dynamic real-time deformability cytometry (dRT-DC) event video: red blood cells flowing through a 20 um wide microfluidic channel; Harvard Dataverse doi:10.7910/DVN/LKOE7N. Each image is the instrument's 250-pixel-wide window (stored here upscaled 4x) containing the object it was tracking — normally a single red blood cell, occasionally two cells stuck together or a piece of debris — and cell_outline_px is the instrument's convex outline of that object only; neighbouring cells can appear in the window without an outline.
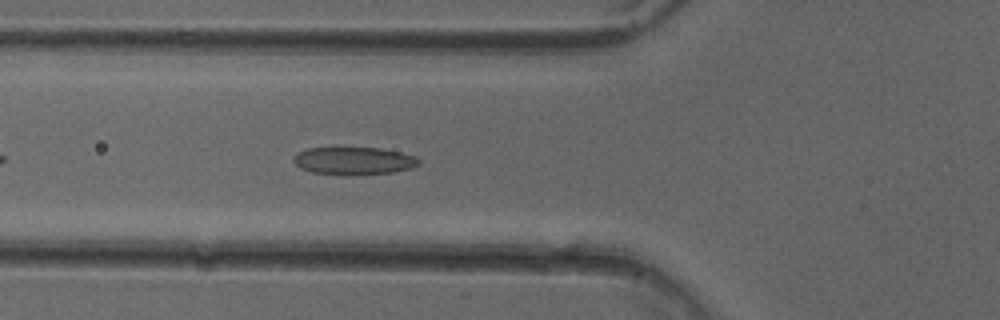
{"species": "common noctule bat (a hibernating species)", "species_latin": "Nyctalus noctula", "temperature_condition": "cold", "stored_images_in_passage": 37, "camera_frame_rate_fps": 3000, "um_per_image_px": 0.085, "animal": {"sex": "female"}, "frame": {"image": 1, "passage_image": 6, "time_ms": 1.667, "image_size_px": [1000, 320], "cell_outline_px": [[420, 164], [412, 168], [392, 172], [312, 172], [300, 168], [292, 160], [292, 156], [308, 148], [380, 148], [400, 152], [416, 156], [420, 160]], "centroid_in_image_um": [30.1, 13.62], "position_along_channel_um": 95.7, "area_um2": 19.19}}
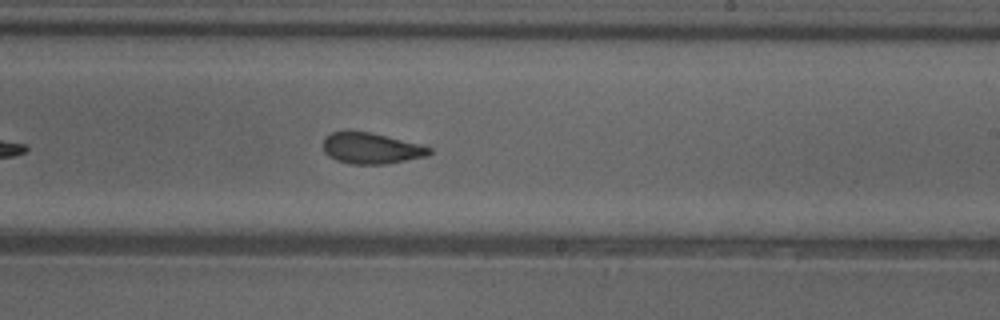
{"frame": {"image": 2, "passage_image": 18, "time_ms": 5.667, "image_size_px": [1000, 320], "cell_outline_px": [[432, 152], [428, 156], [388, 164], [348, 164], [336, 160], [328, 156], [324, 152], [324, 136], [332, 132], [348, 128], [372, 132], [420, 144], [432, 148]], "centroid_in_image_um": [31.52, 12.57], "position_along_channel_um": 257.5, "area_um2": 19.88}}
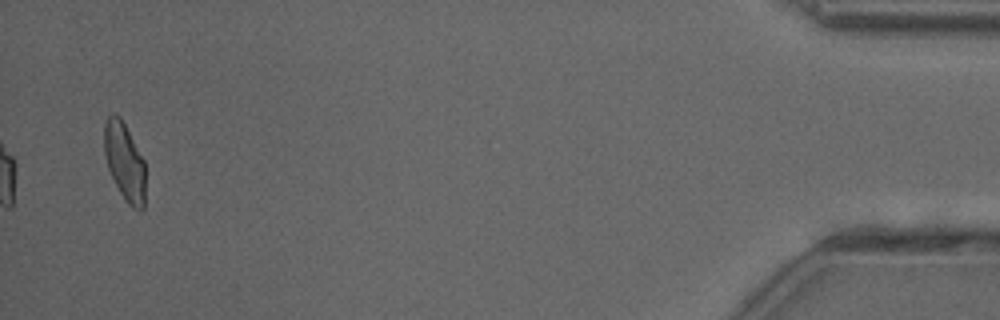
{"frame": {"image": 3, "passage_image": 37, "time_ms": 12.0, "image_size_px": [1000, 320], "cell_outline_px": [[144, 208], [140, 212], [132, 208], [128, 204], [120, 192], [108, 168], [104, 152], [104, 120], [112, 112], [116, 112], [120, 116], [144, 160]], "centroid_in_image_um": [10.57, 13.71], "position_along_channel_um": 424.6, "area_um2": 18.67}, "authors_computed_cell_mechanics": {"area_um2": 19.3052, "velocity_mm_per_s": 4.0305, "shape_relaxation_time_tau1_ms": 3.793, "shape_relaxation_time_tau2_ms": 1.6774, "deformation_change_tau1": 0.1422, "deformation_change_tau2": 0.089}}